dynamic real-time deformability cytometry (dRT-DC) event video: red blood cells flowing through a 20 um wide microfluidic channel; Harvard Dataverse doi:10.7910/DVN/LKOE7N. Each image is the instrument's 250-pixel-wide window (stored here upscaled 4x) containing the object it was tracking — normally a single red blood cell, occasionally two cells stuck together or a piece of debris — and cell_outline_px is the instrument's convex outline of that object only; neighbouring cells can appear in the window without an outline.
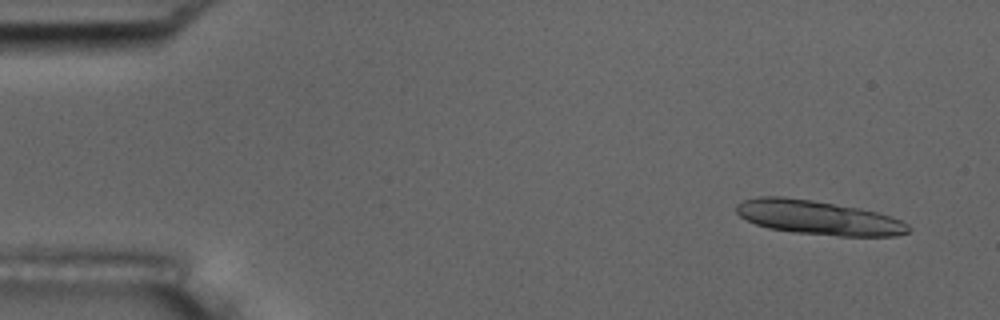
{"species": "common noctule bat (a hibernating species)", "species_latin": "Nyctalus noctula", "temperature_condition": "room temperature", "stored_images_in_passage": 5, "camera_frame_rate_fps": 3000, "um_per_image_px": 0.085, "animal": {"sex": "male", "body_mass_g": 17.5, "forearm_length_mm": 52.3}, "frame": {"image": 1, "passage_image": 1, "time_ms": 0.0, "image_size_px": [1000, 320], "cell_outline_px": [[912, 228], [908, 232], [896, 236], [836, 236], [796, 232], [768, 228], [756, 224], [740, 216], [736, 212], [736, 204], [744, 200], [760, 196], [784, 196], [812, 200], [860, 208], [876, 212], [900, 220], [908, 224]], "centroid_in_image_um": [69.55, 18.49], "position_along_channel_um": 15.5, "area_um2": 34.16}}